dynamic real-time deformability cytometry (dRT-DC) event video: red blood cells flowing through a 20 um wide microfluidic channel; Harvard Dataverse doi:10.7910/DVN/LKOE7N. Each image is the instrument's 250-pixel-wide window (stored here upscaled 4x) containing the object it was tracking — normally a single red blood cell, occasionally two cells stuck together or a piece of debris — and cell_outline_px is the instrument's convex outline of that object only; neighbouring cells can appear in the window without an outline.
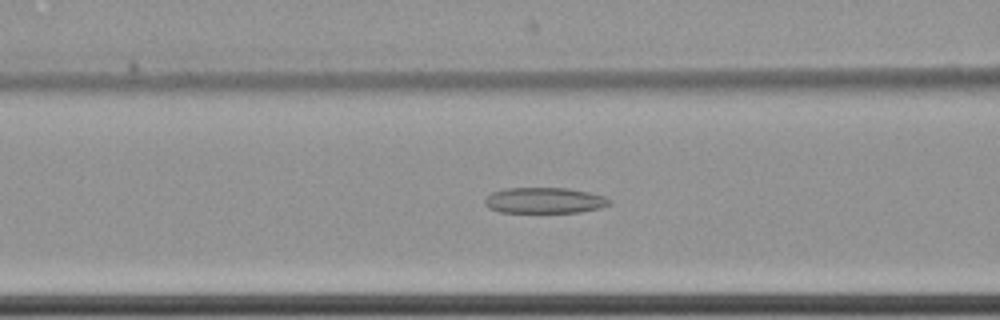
{"species": "common noctule bat (a hibernating species)", "species_latin": "Nyctalus noctula", "temperature_condition": "cold", "stored_images_in_passage": 62, "camera_frame_rate_fps": 3000, "um_per_image_px": 0.085, "animal": {"sex": "female", "body_mass_g": 22.7, "forearm_length_mm": 54.2}, "frame": {"image": 1, "passage_image": 27, "time_ms": 8.667, "image_size_px": [1000, 320], "cell_outline_px": [[612, 204], [600, 208], [580, 212], [500, 212], [488, 208], [484, 204], [484, 200], [492, 192], [504, 188], [568, 188], [588, 192], [604, 196], [612, 200]], "centroid_in_image_um": [46.29, 17.03], "position_along_channel_um": 120.3, "area_um2": 18.84}}
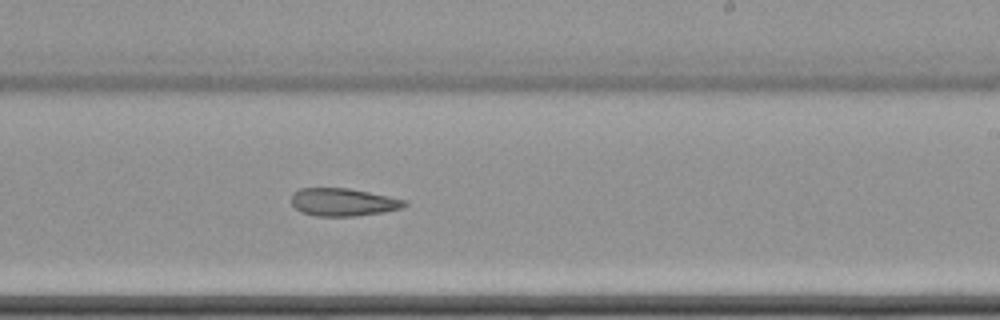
{"frame": {"image": 2, "passage_image": 39, "time_ms": 12.667, "image_size_px": [1000, 320], "cell_outline_px": [[408, 204], [404, 208], [384, 212], [356, 216], [316, 216], [300, 212], [292, 204], [292, 192], [300, 188], [348, 188], [388, 196], [404, 200]], "centroid_in_image_um": [29.16, 17.18], "position_along_channel_um": 259.8, "area_um2": 18.38}}
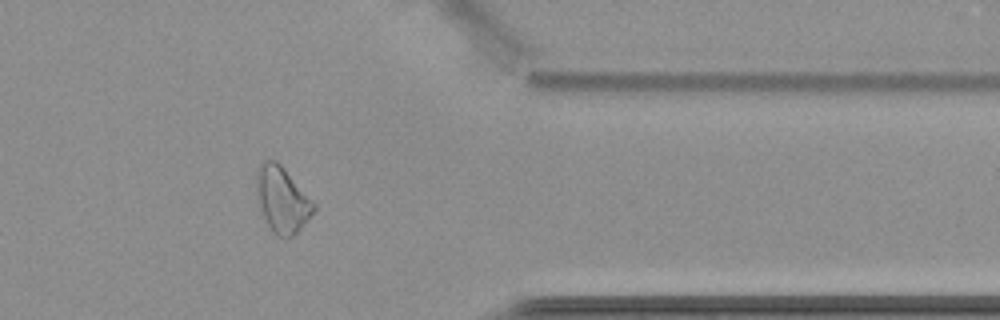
{"frame": {"image": 3, "passage_image": 51, "time_ms": 16.667, "image_size_px": [1000, 320], "cell_outline_px": [[316, 208], [300, 228], [292, 236], [276, 236], [272, 232], [260, 208], [256, 188], [256, 172], [260, 164], [264, 160], [276, 160], [284, 168], [316, 204]], "centroid_in_image_um": [23.97, 16.94], "position_along_channel_um": 387.4, "area_um2": 21.56}, "authors_computed_cell_mechanics": {"area_um2": 23.0333, "velocity_mm_per_s": 3.501, "shape_relaxation_time_tau1_ms": null, "shape_relaxation_time_tau2_ms": 3.6079, "deformation_change_tau1": null, "deformation_change_tau2": 0.1123}}